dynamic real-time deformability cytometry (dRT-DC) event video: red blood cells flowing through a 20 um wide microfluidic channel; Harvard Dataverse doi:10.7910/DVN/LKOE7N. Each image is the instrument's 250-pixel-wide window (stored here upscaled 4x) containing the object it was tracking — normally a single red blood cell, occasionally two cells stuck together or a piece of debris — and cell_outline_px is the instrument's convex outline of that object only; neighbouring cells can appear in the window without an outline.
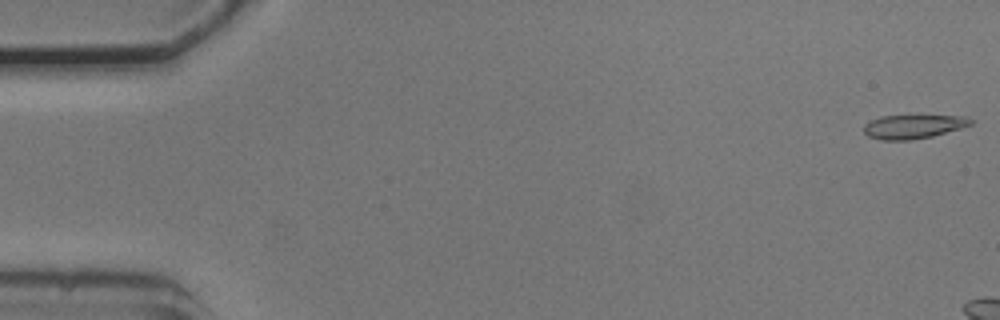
{"species": "common noctule bat (a hibernating species)", "species_latin": "Nyctalus noctula", "temperature_condition": "cold", "stored_images_in_passage": 8, "camera_frame_rate_fps": 3000, "um_per_image_px": 0.085, "animal": {"sex": "male", "body_mass_g": 20.5, "forearm_length_mm": 52.5}, "frame": {"image": 1, "passage_image": 1, "time_ms": 0.0, "image_size_px": [1000, 320], "cell_outline_px": [[972, 124], [960, 128], [932, 136], [912, 140], [880, 140], [868, 136], [864, 132], [864, 124], [880, 116], [964, 116], [972, 120]], "centroid_in_image_um": [77.59, 10.77], "position_along_channel_um": 7.4, "area_um2": 14.68}}